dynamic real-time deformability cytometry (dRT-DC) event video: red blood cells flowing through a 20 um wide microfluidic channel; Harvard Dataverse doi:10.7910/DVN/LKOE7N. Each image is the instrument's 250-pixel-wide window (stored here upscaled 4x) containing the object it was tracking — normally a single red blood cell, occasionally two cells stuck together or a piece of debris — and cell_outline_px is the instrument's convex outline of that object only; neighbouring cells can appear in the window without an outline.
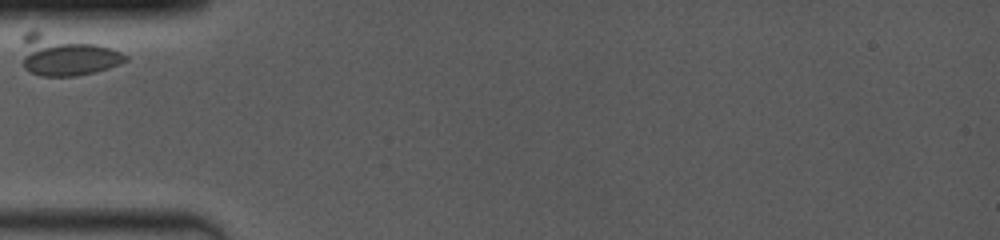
{"species": "common noctule bat (a hibernating species)", "species_latin": "Nyctalus noctula", "temperature_condition": "room temperature", "stored_images_in_passage": 4, "camera_frame_rate_fps": 4000, "um_per_image_px": 0.085, "animal": {"sex": "female", "body_mass_g": 19.0, "forearm_length_mm": 53.3}, "frame": {"image": 1, "passage_image": 1, "time_ms": 0.0, "image_size_px": [1000, 240], "cell_outline_px": [[128, 60], [120, 64], [108, 68], [76, 76], [40, 76], [28, 72], [24, 68], [20, 40], [20, 36], [28, 28], [36, 28], [112, 48], [128, 56]], "centroid_in_image_um": [5.5, 4.65], "position_along_channel_um": 79.5, "area_um2": 25.37}}
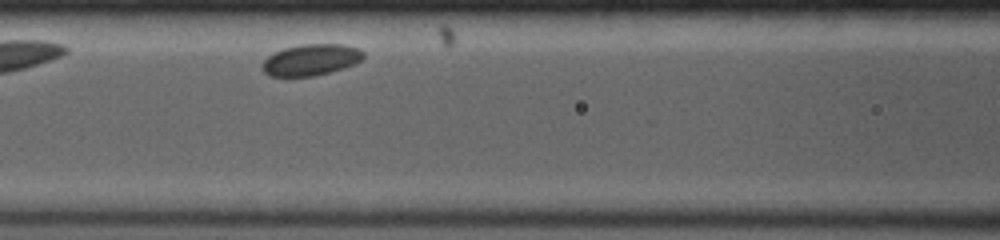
{"frame": {"image": 2, "passage_image": 3, "time_ms": 1.75, "image_size_px": [1000, 240], "cell_outline_px": [[364, 60], [356, 64], [344, 68], [316, 76], [272, 76], [264, 72], [260, 68], [264, 60], [268, 56], [284, 48], [300, 44], [344, 44], [360, 48], [364, 52]], "centroid_in_image_um": [26.48, 5.08], "position_along_channel_um": 140.1, "area_um2": 18.73}}